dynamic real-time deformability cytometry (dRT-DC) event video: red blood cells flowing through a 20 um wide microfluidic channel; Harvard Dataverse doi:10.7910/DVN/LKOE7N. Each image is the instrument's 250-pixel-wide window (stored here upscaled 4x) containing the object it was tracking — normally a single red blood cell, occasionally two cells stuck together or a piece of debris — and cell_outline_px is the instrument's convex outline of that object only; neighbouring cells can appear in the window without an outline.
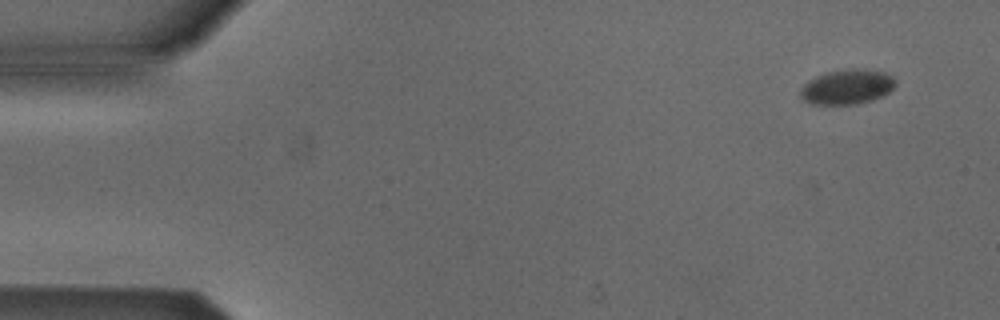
{"species": "Egyptian fruit bat (a non-hibernating species)", "species_latin": "Rousettus aegyptiacus", "temperature_condition": "cold", "stored_images_in_passage": 5, "camera_frame_rate_fps": 3000, "um_per_image_px": 0.085, "animal": {"sex": "male"}, "frame": {"image": 1, "passage_image": 1, "time_ms": 0.0, "image_size_px": [1000, 320], "cell_outline_px": [[896, 84], [888, 92], [872, 100], [856, 104], [812, 104], [804, 100], [800, 96], [800, 88], [808, 80], [816, 76], [828, 72], [852, 68], [864, 68], [884, 72], [892, 76], [896, 80]], "centroid_in_image_um": [72.0, 7.37], "position_along_channel_um": 13.0, "area_um2": 19.31}}
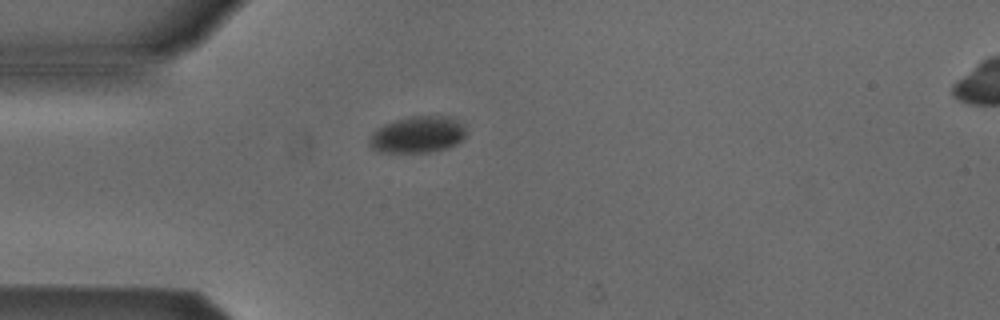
{"frame": {"image": 2, "passage_image": 4, "time_ms": 3.667, "image_size_px": [1000, 320], "cell_outline_px": [[468, 132], [456, 144], [448, 148], [428, 152], [380, 152], [372, 148], [368, 144], [368, 140], [372, 132], [376, 128], [384, 124], [396, 120], [412, 116], [448, 116], [464, 124]], "centroid_in_image_um": [35.49, 11.44], "position_along_channel_um": 49.5, "area_um2": 20.75}}